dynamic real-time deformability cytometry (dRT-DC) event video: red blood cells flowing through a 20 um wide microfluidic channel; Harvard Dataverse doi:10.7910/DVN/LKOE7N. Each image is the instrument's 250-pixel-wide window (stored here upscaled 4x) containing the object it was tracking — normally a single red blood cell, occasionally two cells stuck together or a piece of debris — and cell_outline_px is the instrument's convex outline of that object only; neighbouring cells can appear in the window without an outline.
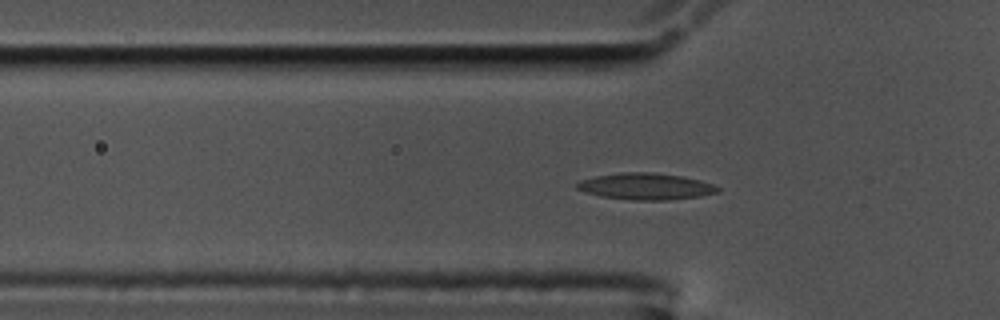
{"species": "common noctule bat (a hibernating species)", "species_latin": "Nyctalus noctula", "temperature_condition": "cold", "stored_images_in_passage": 57, "camera_frame_rate_fps": 3000, "um_per_image_px": 0.085, "animal": {"sex": "male", "body_mass_g": 17.5, "forearm_length_mm": 52.3}, "frame": {"image": 1, "passage_image": 17, "time_ms": 5.333, "image_size_px": [1000, 320], "cell_outline_px": [[720, 192], [700, 196], [668, 200], [632, 200], [600, 196], [576, 188], [576, 184], [580, 180], [596, 176], [620, 172], [652, 172], [680, 176], [700, 180], [712, 184], [720, 188]], "centroid_in_image_um": [54.9, 15.84], "position_along_channel_um": 70.9, "area_um2": 21.68}}
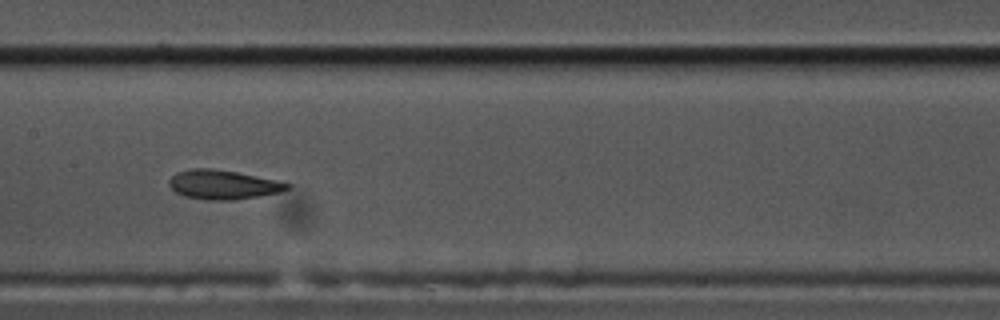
{"frame": {"image": 2, "passage_image": 27, "time_ms": 8.667, "image_size_px": [1000, 320], "cell_outline_px": [[292, 184], [288, 188], [280, 192], [260, 196], [232, 200], [204, 200], [184, 196], [176, 192], [168, 184], [168, 180], [176, 172], [192, 168], [212, 168], [236, 172], [276, 180]], "centroid_in_image_um": [18.93, 15.69], "position_along_channel_um": 188.5, "area_um2": 20.11}}
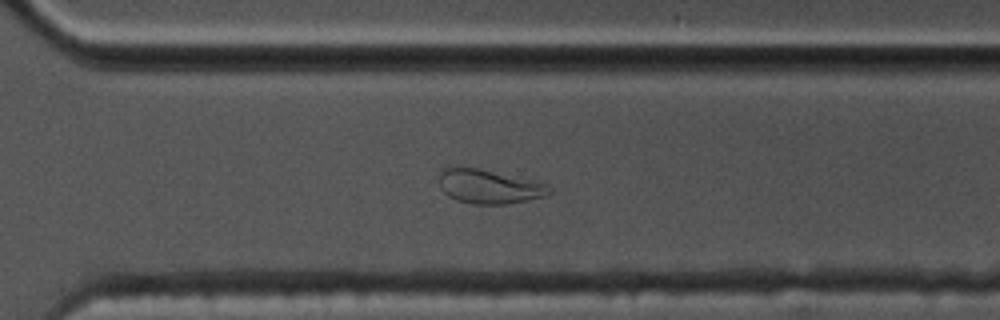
{"frame": {"image": 3, "passage_image": 39, "time_ms": 12.667, "image_size_px": [1000, 320], "cell_outline_px": [[552, 192], [544, 196], [504, 204], [472, 204], [456, 200], [448, 196], [440, 188], [440, 172], [444, 168], [460, 164], [548, 184]], "centroid_in_image_um": [41.49, 15.83], "position_along_channel_um": 329.1, "area_um2": 21.91}, "authors_computed_cell_mechanics": {"area_um2": 19.8832, "velocity_mm_per_s": 3.519, "shape_relaxation_time_tau1_ms": 8.698, "shape_relaxation_time_tau2_ms": 2.7784, "deformation_change_tau1": 0.2331, "deformation_change_tau2": 0.0938}}